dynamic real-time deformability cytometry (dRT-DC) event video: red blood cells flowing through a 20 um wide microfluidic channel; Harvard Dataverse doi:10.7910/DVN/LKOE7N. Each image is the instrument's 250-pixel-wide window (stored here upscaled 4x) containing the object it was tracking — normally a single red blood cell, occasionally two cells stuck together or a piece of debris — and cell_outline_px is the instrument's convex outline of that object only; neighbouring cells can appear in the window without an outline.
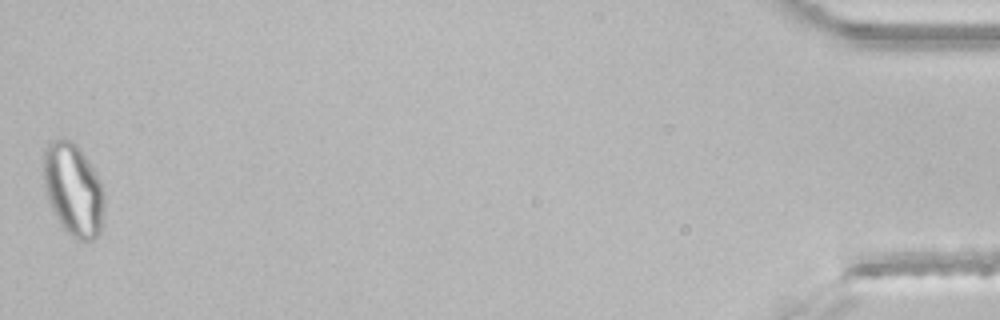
{"species": "common noctule bat (a hibernating species)", "species_latin": "Nyctalus noctula", "temperature_condition": "room temperature", "stored_images_in_passage": 47, "segment_of_instrument_passage": [2, 2], "camera_frame_rate_fps": 3000, "um_per_image_px": 0.085, "animal": {"sex": "male", "body_mass_g": 21.5, "forearm_length_mm": 52.0}, "frame": {"image": 1, "passage_image": 47, "time_ms": 15.333, "image_size_px": [1000, 320], "cell_outline_px": [[104, 208], [100, 232], [92, 240], [80, 240], [72, 236], [60, 224], [48, 200], [44, 188], [44, 148], [48, 140], [64, 136], [72, 140], [80, 148], [96, 172], [100, 180], [104, 192]], "centroid_in_image_um": [6.22, 16.04], "position_along_channel_um": 429.0, "area_um2": 33.12}}